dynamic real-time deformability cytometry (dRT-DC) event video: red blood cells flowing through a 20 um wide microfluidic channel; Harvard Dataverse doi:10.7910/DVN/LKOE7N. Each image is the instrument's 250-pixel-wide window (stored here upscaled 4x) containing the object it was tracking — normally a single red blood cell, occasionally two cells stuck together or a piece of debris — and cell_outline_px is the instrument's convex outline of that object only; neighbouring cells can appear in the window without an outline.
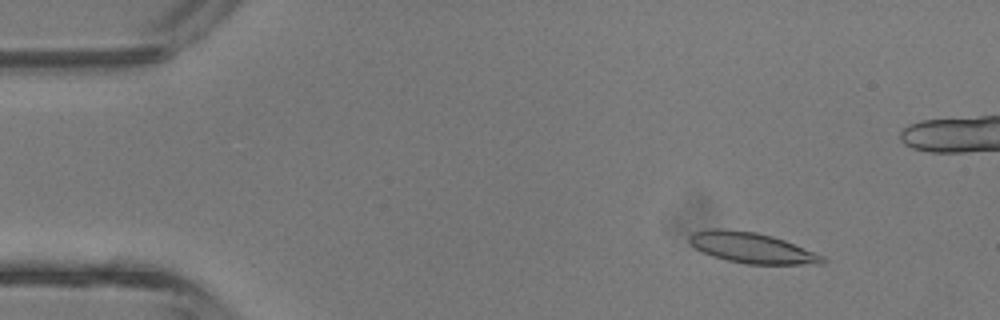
{"species": "common noctule bat (a hibernating species)", "species_latin": "Nyctalus noctula", "temperature_condition": "room temperature", "stored_images_in_passage": 43, "camera_frame_rate_fps": 3000, "um_per_image_px": 0.085, "animal": {"sex": "male", "body_mass_g": 13.3}, "frame": {"image": 1, "passage_image": 5, "time_ms": 1.333, "image_size_px": [1000, 320], "cell_outline_px": [[828, 260], [824, 264], [748, 264], [728, 260], [712, 256], [696, 248], [688, 240], [688, 236], [692, 232], [716, 228], [720, 228], [756, 232], [772, 236], [784, 240], [824, 256]], "centroid_in_image_um": [63.92, 21.06], "position_along_channel_um": 21.1, "area_um2": 23.58}}
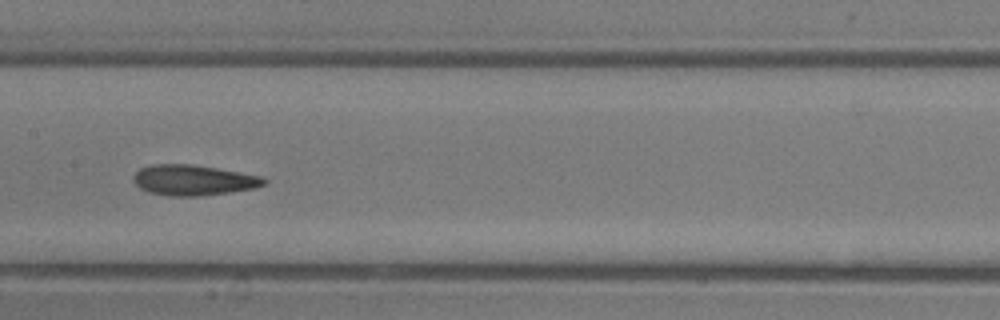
{"frame": {"image": 2, "passage_image": 21, "time_ms": 6.667, "image_size_px": [1000, 320], "cell_outline_px": [[268, 180], [264, 184], [256, 188], [200, 196], [168, 196], [148, 192], [140, 188], [132, 180], [132, 176], [140, 168], [152, 164], [192, 164], [216, 168], [260, 176]], "centroid_in_image_um": [16.39, 15.31], "position_along_channel_um": 191.0, "area_um2": 23.18}}
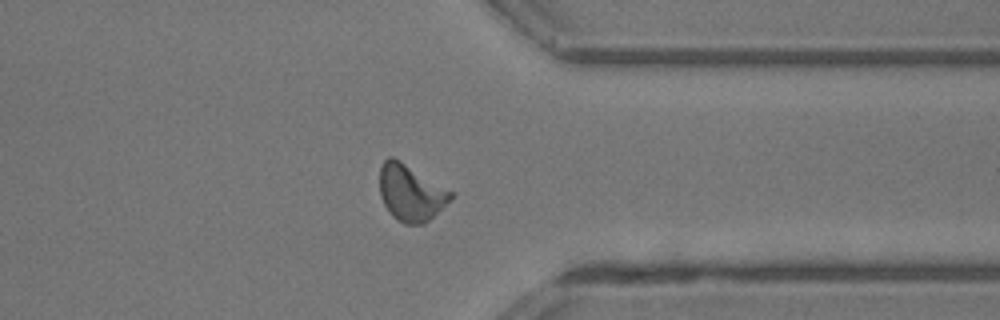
{"frame": {"image": 3, "passage_image": 33, "time_ms": 10.667, "image_size_px": [1000, 320], "cell_outline_px": [[456, 196], [424, 224], [404, 224], [396, 220], [392, 216], [384, 204], [380, 196], [380, 168], [384, 160], [388, 156], [392, 156], [400, 160], [456, 192]], "centroid_in_image_um": [34.96, 16.38], "position_along_channel_um": 376.4, "area_um2": 23.81}, "authors_computed_cell_mechanics": {"area_um2": 23.0622, "velocity_mm_per_s": 4.7919, "shape_relaxation_time_tau1_ms": 6.0195, "shape_relaxation_time_tau2_ms": 3.3484, "deformation_change_tau1": 0.1857, "deformation_change_tau2": 0.1234}}